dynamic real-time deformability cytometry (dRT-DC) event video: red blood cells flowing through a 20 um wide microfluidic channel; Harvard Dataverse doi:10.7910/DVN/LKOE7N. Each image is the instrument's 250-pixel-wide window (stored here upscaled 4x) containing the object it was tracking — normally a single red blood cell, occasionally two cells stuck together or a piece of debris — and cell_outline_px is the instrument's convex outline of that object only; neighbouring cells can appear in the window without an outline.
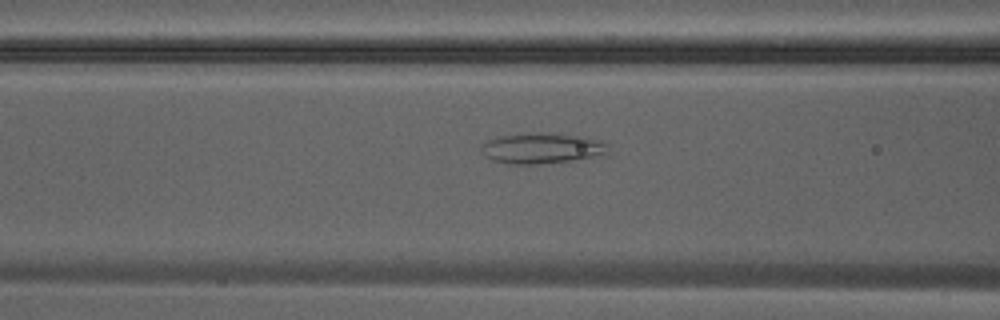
{"species": "Egyptian fruit bat (a non-hibernating species)", "species_latin": "Rousettus aegyptiacus", "temperature_condition": "warm", "stored_images_in_passage": 31, "camera_frame_rate_fps": 3000, "um_per_image_px": 0.085, "animal": {"sex": "male"}, "frame": {"image": 1, "passage_image": 10, "time_ms": 3.0, "image_size_px": [1000, 320], "cell_outline_px": [[608, 156], [536, 164], [508, 164], [492, 160], [480, 152], [480, 144], [488, 140], [500, 136], [540, 132], [552, 132], [584, 136], [600, 140], [608, 144]], "centroid_in_image_um": [46.11, 12.6], "position_along_channel_um": 120.5, "area_um2": 23.18}}